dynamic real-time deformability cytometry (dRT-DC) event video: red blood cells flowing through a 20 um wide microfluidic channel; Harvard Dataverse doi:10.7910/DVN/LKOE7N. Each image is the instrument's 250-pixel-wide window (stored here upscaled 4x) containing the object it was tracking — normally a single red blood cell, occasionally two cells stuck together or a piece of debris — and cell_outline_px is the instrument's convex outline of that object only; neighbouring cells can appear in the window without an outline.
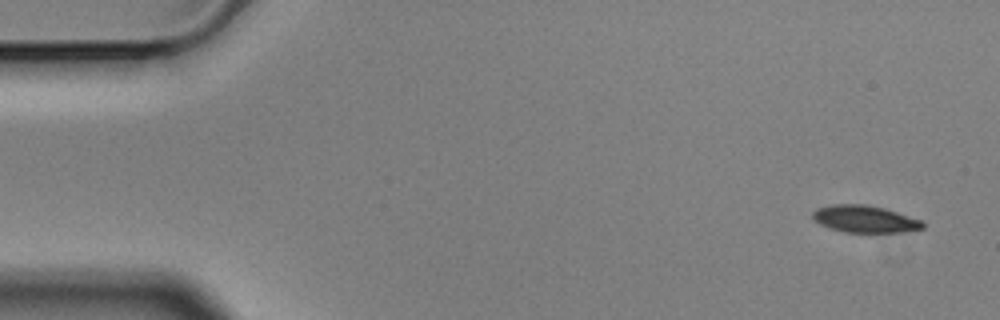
{"species": "Egyptian fruit bat (a non-hibernating species)", "species_latin": "Rousettus aegyptiacus", "temperature_condition": "cold", "stored_images_in_passage": 55, "camera_frame_rate_fps": 3000, "um_per_image_px": 0.085, "animal": {"sex": "male"}, "frame": {"image": 1, "passage_image": 1, "time_ms": 0.0, "image_size_px": [1000, 320], "cell_outline_px": [[924, 228], [904, 232], [844, 232], [820, 224], [812, 216], [812, 212], [816, 208], [832, 204], [864, 204], [884, 208], [920, 220], [924, 224]], "centroid_in_image_um": [73.49, 18.61], "position_along_channel_um": 11.5, "area_um2": 17.17}}
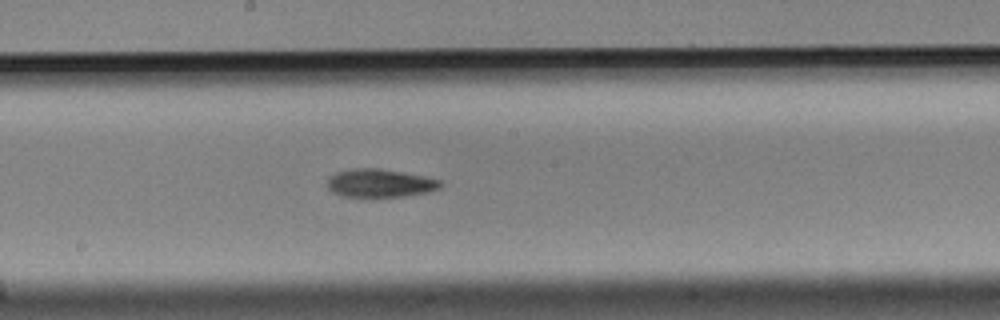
{"frame": {"image": 2, "passage_image": 28, "time_ms": 9.0, "image_size_px": [1000, 320], "cell_outline_px": [[440, 188], [428, 192], [404, 196], [340, 196], [332, 192], [328, 188], [328, 176], [336, 172], [348, 168], [380, 168], [424, 176], [440, 180]], "centroid_in_image_um": [32.24, 15.55], "position_along_channel_um": 216.0, "area_um2": 18.55}}
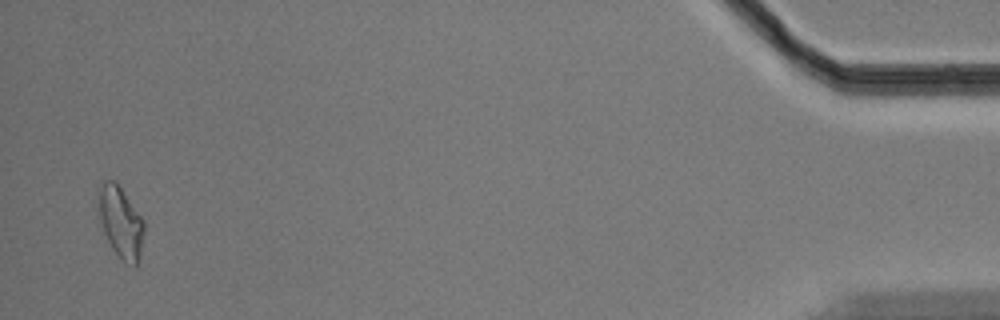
{"frame": {"image": 3, "passage_image": 53, "time_ms": 17.333, "image_size_px": [1000, 320], "cell_outline_px": [[144, 232], [140, 256], [136, 264], [132, 268], [112, 248], [104, 232], [100, 220], [100, 192], [104, 180], [116, 180], [144, 220]], "centroid_in_image_um": [10.31, 18.89], "position_along_channel_um": 424.9, "area_um2": 18.5}, "authors_computed_cell_mechanics": {"area_um2": 18.2648, "velocity_mm_per_s": 3.5576, "shape_relaxation_time_tau1_ms": 3.647, "shape_relaxation_time_tau2_ms": 10.6361, "deformation_change_tau1": 0.1243, "deformation_change_tau2": 0.1909}}